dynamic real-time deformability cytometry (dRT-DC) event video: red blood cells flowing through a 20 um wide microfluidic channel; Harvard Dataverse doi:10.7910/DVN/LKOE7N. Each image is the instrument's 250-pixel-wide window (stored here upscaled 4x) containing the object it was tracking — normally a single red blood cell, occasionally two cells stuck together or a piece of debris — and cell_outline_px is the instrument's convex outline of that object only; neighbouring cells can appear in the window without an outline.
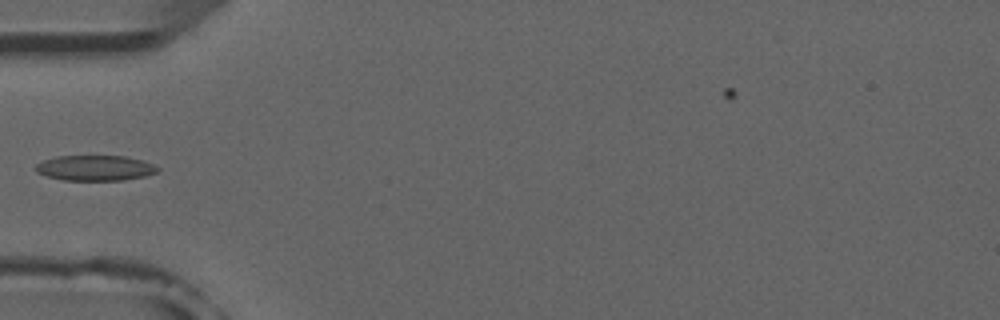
{"species": "common noctule bat (a hibernating species)", "species_latin": "Nyctalus noctula", "temperature_condition": "room temperature", "stored_images_in_passage": 6, "camera_frame_rate_fps": 3000, "um_per_image_px": 0.085, "animal": {"sex": "male", "forearm_length_mm": 52.5}, "frame": {"image": 1, "passage_image": 6, "time_ms": 5.667, "image_size_px": [1000, 320], "cell_outline_px": [[160, 168], [156, 172], [144, 176], [124, 180], [64, 180], [48, 176], [36, 172], [36, 164], [44, 160], [56, 156], [124, 156], [144, 160]], "centroid_in_image_um": [8.09, 14.27], "position_along_channel_um": 76.9, "area_um2": 17.92}}